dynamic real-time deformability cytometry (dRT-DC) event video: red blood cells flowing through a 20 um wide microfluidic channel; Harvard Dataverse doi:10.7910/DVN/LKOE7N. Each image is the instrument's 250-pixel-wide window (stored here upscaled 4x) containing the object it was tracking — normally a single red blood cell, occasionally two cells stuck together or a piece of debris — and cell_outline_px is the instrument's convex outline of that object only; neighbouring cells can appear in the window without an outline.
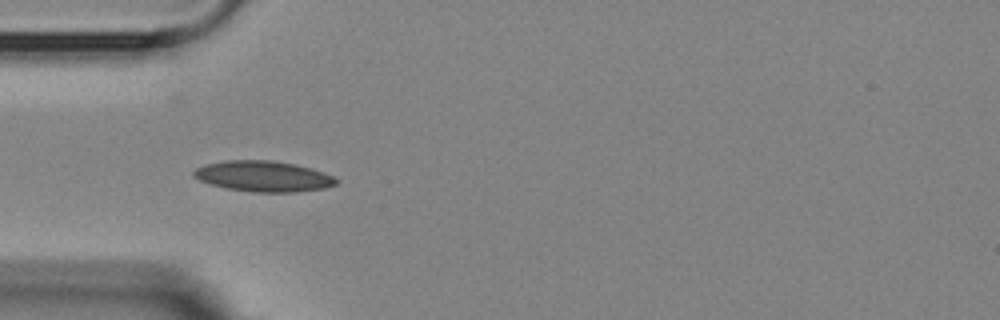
{"species": "Egyptian fruit bat (a non-hibernating species)", "species_latin": "Rousettus aegyptiacus", "temperature_condition": "room temperature", "stored_images_in_passage": 3, "camera_frame_rate_fps": 3000, "um_per_image_px": 0.085, "animal": {"sex": "female"}, "frame": {"image": 1, "passage_image": 2, "time_ms": 1.0, "image_size_px": [1000, 320], "cell_outline_px": [[336, 184], [324, 188], [292, 192], [252, 192], [228, 188], [212, 184], [200, 180], [192, 176], [192, 172], [196, 168], [204, 164], [224, 160], [272, 160], [296, 164], [312, 168], [324, 172], [332, 176], [336, 180]], "centroid_in_image_um": [22.36, 14.97], "position_along_channel_um": 62.6, "area_um2": 25.43}}
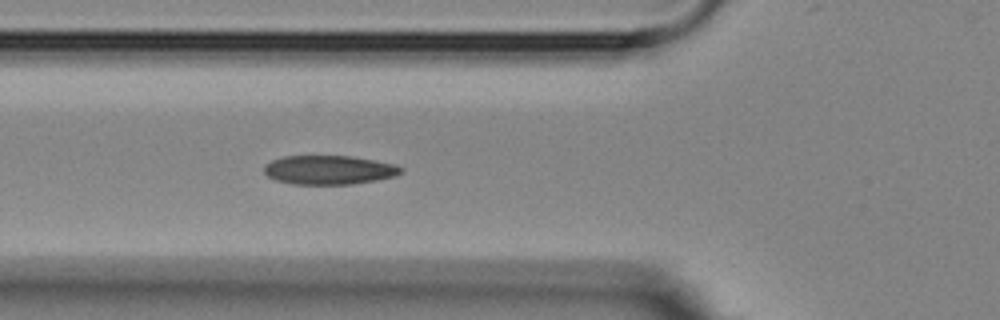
{"frame": {"image": 2, "passage_image": 3, "time_ms": 2.0, "image_size_px": [1000, 320], "cell_outline_px": [[404, 168], [396, 176], [376, 180], [352, 184], [292, 184], [276, 180], [268, 176], [264, 172], [264, 164], [272, 160], [284, 156], [352, 156], [376, 160], [396, 164]], "centroid_in_image_um": [27.98, 14.44], "position_along_channel_um": 97.8, "area_um2": 23.24}}